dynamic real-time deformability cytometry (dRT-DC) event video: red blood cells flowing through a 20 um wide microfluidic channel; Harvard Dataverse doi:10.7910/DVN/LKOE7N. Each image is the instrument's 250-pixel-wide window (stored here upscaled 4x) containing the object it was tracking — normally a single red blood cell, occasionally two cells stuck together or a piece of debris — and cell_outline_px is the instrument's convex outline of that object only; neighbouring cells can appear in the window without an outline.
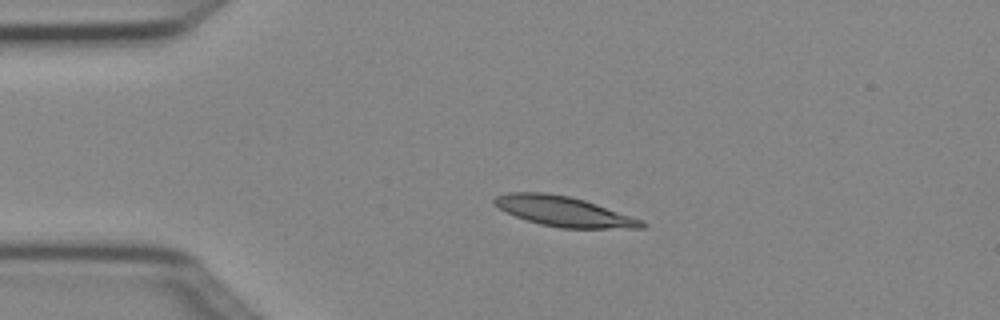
{"species": "Egyptian fruit bat (a non-hibernating species)", "species_latin": "Rousettus aegyptiacus", "temperature_condition": "cold", "stored_images_in_passage": 4, "camera_frame_rate_fps": 3000, "um_per_image_px": 0.085, "animal": {"sex": "female"}, "frame": {"image": 1, "passage_image": 3, "time_ms": 0.667, "image_size_px": [1000, 320], "cell_outline_px": [[648, 224], [644, 228], [560, 228], [540, 224], [516, 216], [492, 204], [492, 200], [496, 196], [508, 192], [544, 192], [568, 196], [584, 200], [644, 220]], "centroid_in_image_um": [47.94, 17.97], "position_along_channel_um": 37.1, "area_um2": 25.66}}